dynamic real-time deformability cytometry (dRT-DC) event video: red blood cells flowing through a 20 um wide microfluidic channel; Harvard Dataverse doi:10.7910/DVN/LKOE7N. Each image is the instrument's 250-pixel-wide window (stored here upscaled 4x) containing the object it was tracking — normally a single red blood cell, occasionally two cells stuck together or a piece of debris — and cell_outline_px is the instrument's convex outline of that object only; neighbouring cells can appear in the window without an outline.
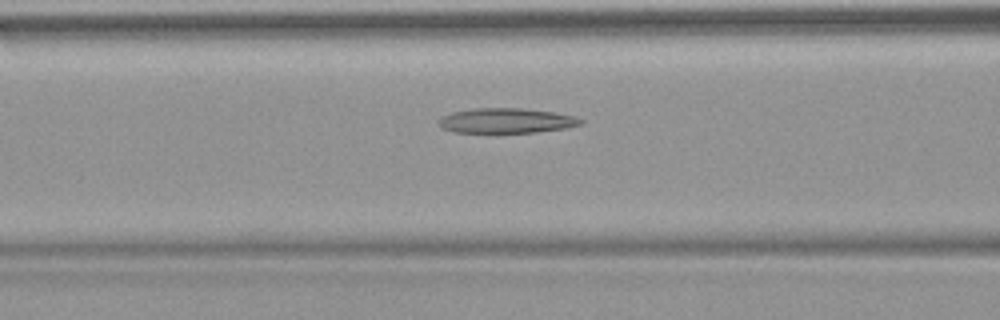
{"species": "common noctule bat (a hibernating species)", "species_latin": "Nyctalus noctula", "temperature_condition": "warm", "stored_images_in_passage": 49, "camera_frame_rate_fps": 3000, "um_per_image_px": 0.085, "animal": {"sex": "female", "body_mass_g": 18.4}, "frame": {"image": 1, "passage_image": 22, "time_ms": 7.0, "image_size_px": [1000, 320], "cell_outline_px": [[584, 124], [564, 128], [536, 132], [452, 132], [440, 128], [436, 120], [440, 116], [452, 112], [476, 108], [520, 108], [552, 112], [572, 116], [584, 120]], "centroid_in_image_um": [42.96, 10.25], "position_along_channel_um": 123.6, "area_um2": 20.63}}
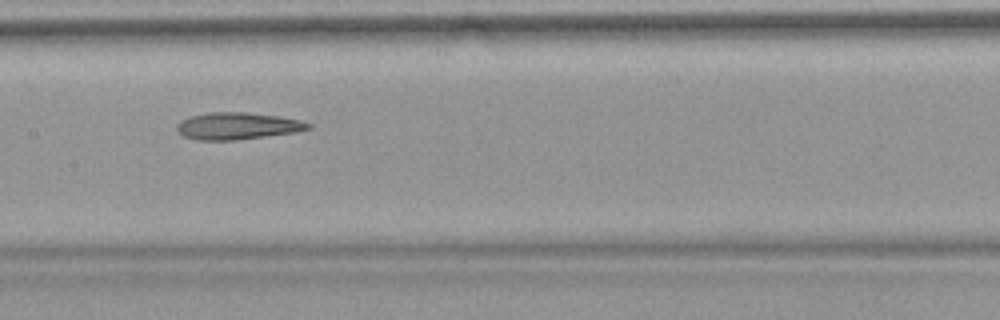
{"frame": {"image": 2, "passage_image": 27, "time_ms": 8.667, "image_size_px": [1000, 320], "cell_outline_px": [[312, 128], [296, 132], [236, 140], [196, 140], [184, 136], [176, 128], [176, 124], [192, 116], [212, 112], [244, 112], [280, 116], [300, 120], [312, 124]], "centroid_in_image_um": [20.23, 10.71], "position_along_channel_um": 187.2, "area_um2": 20.52}}
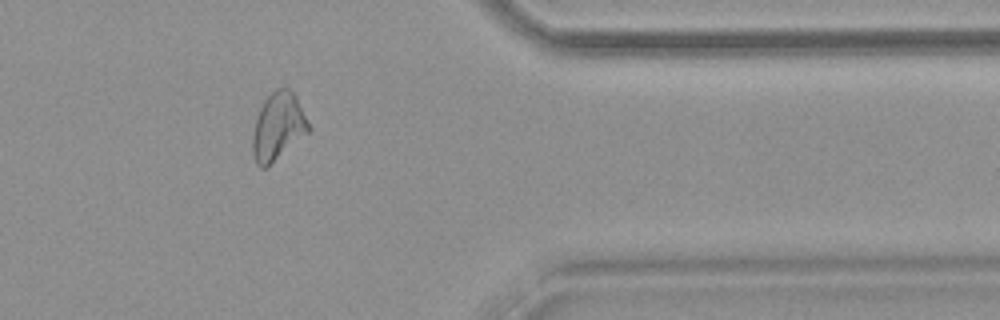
{"frame": {"image": 3, "passage_image": 44, "time_ms": 14.333, "image_size_px": [1000, 320], "cell_outline_px": [[312, 128], [308, 132], [268, 168], [260, 168], [256, 164], [252, 152], [252, 136], [256, 120], [260, 108], [264, 100], [276, 88], [288, 88], [296, 96]], "centroid_in_image_um": [23.63, 10.79], "position_along_channel_um": 387.8, "area_um2": 22.14}, "authors_computed_cell_mechanics": {"area_um2": 22.1374, "velocity_mm_per_s": 3.8181, "shape_relaxation_time_tau1_ms": null, "shape_relaxation_time_tau2_ms": 4.8813, "deformation_change_tau1": null, "deformation_change_tau2": 0.1474}}